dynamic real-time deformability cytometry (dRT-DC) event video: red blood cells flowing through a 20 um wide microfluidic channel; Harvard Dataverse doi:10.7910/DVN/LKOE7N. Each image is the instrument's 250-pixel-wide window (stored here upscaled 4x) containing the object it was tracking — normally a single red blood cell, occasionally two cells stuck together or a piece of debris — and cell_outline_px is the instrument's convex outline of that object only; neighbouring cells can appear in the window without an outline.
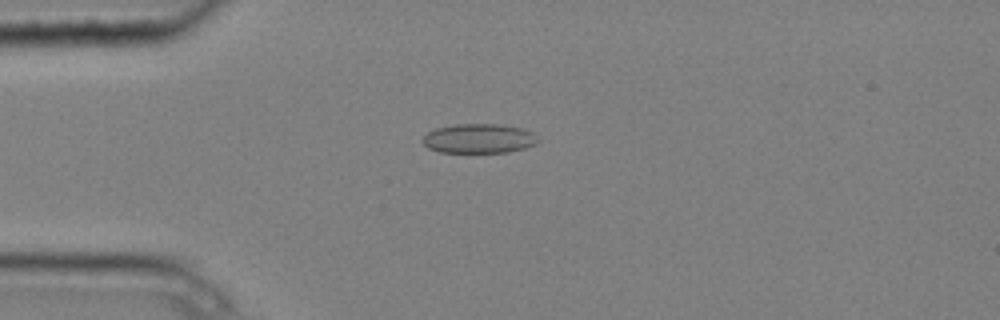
{"species": "common noctule bat (a hibernating species)", "species_latin": "Nyctalus noctula", "temperature_condition": "cold", "stored_images_in_passage": 5, "camera_frame_rate_fps": 3000, "um_per_image_px": 0.085, "animal": {"sex": "male", "body_mass_g": 20.4}, "frame": {"image": 1, "passage_image": 3, "time_ms": 0.667, "image_size_px": [1000, 320], "cell_outline_px": [[540, 140], [536, 144], [524, 148], [508, 152], [440, 152], [428, 148], [420, 140], [428, 132], [436, 128], [456, 124], [504, 124], [520, 128], [532, 132]], "centroid_in_image_um": [40.7, 11.77], "position_along_channel_um": 44.3, "area_um2": 19.83}}
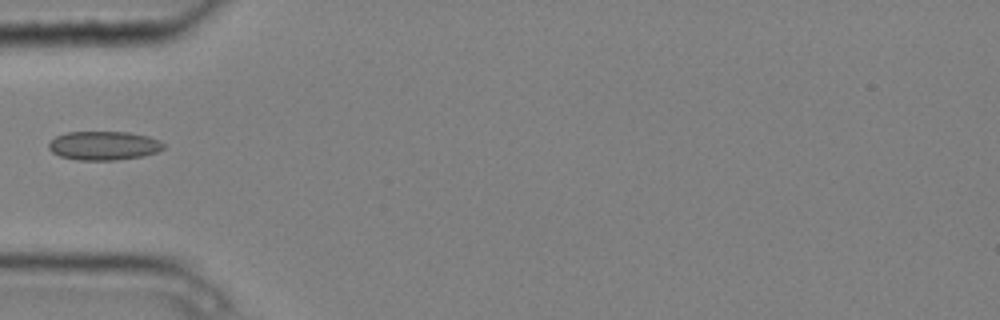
{"frame": {"image": 2, "passage_image": 4, "time_ms": 1.0, "image_size_px": [1000, 320], "cell_outline_px": [[164, 148], [156, 152], [144, 156], [116, 160], [76, 160], [60, 156], [52, 152], [48, 148], [48, 144], [56, 136], [68, 132], [128, 132], [148, 136], [160, 140], [164, 144]], "centroid_in_image_um": [8.83, 12.38], "position_along_channel_um": 76.2, "area_um2": 19.36}}
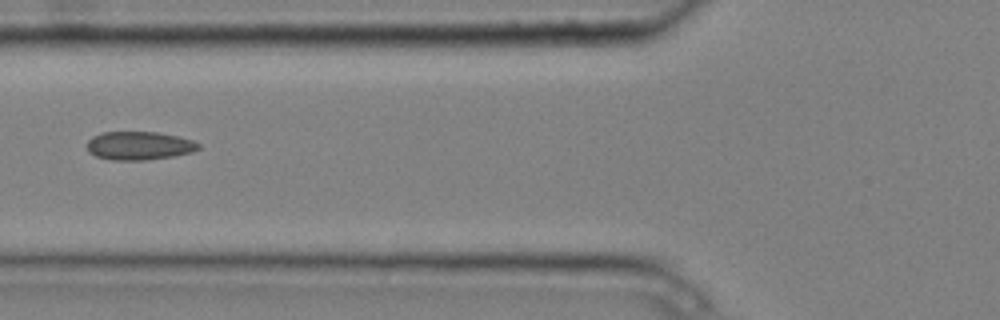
{"frame": {"image": 3, "passage_image": 5, "time_ms": 1.333, "image_size_px": [1000, 320], "cell_outline_px": [[200, 148], [192, 152], [176, 156], [148, 160], [112, 160], [96, 156], [88, 152], [88, 140], [92, 136], [100, 132], [156, 132], [180, 136], [192, 140], [200, 144]], "centroid_in_image_um": [11.85, 12.38], "position_along_channel_um": 114.0, "area_um2": 18.67}}